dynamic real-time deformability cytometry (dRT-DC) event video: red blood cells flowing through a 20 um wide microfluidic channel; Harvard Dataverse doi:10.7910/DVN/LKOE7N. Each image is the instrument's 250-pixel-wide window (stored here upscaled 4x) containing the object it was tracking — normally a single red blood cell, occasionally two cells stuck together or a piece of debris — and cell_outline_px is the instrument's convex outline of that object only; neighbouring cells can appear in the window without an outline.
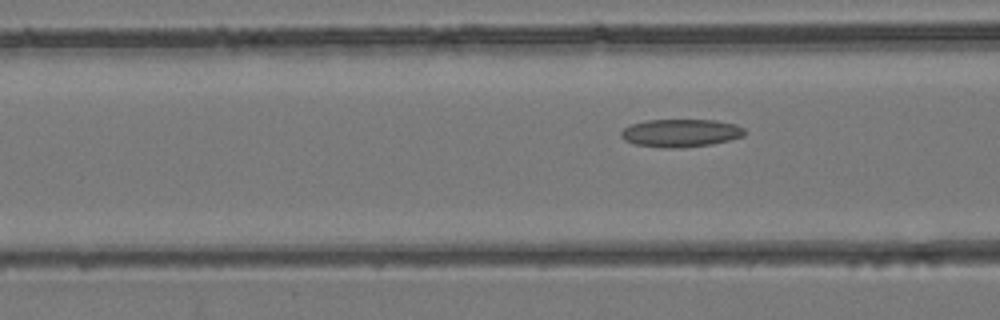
{"species": "common noctule bat (a hibernating species)", "species_latin": "Nyctalus noctula", "temperature_condition": "room temperature", "stored_images_in_passage": 4, "camera_frame_rate_fps": 3000, "um_per_image_px": 0.085, "animal": {"sex": "female", "body_mass_g": 24.6, "forearm_length_mm": 56.2}, "frame": {"image": 1, "passage_image": 4, "time_ms": 1.0, "image_size_px": [1000, 320], "cell_outline_px": [[748, 132], [744, 136], [712, 144], [680, 148], [660, 148], [636, 144], [624, 140], [620, 136], [620, 132], [624, 128], [632, 124], [648, 120], [716, 120], [736, 124], [744, 128]], "centroid_in_image_um": [57.88, 11.31], "position_along_channel_um": 108.7, "area_um2": 20.23}}